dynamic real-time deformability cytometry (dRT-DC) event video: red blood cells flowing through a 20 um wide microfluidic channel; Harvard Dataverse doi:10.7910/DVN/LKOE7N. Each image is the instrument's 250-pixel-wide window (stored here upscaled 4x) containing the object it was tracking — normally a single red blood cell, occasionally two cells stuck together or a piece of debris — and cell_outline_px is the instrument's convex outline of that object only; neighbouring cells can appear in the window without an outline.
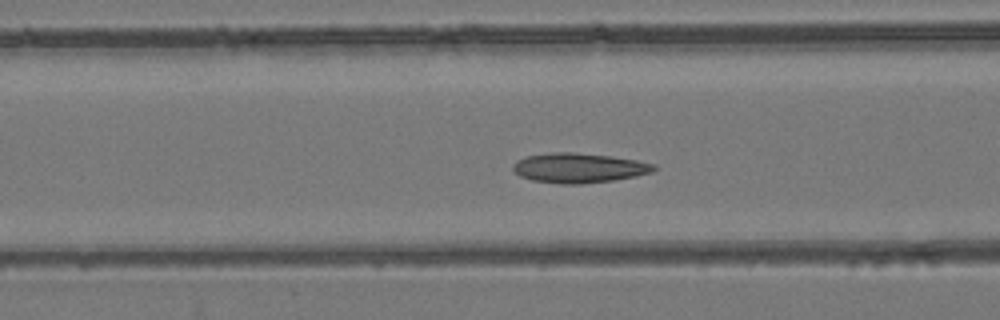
{"species": "common noctule bat (a hibernating species)", "species_latin": "Nyctalus noctula", "temperature_condition": "room temperature", "stored_images_in_passage": 41, "camera_frame_rate_fps": 3000, "um_per_image_px": 0.085, "animal": {"sex": "female", "body_mass_g": 24.6, "forearm_length_mm": 56.2}, "frame": {"image": 1, "passage_image": 12, "time_ms": 3.667, "image_size_px": [1000, 320], "cell_outline_px": [[656, 168], [652, 172], [636, 176], [612, 180], [580, 184], [560, 184], [532, 180], [520, 176], [512, 168], [512, 164], [516, 160], [524, 156], [552, 152], [572, 152], [608, 156], [636, 160], [656, 164]], "centroid_in_image_um": [49.17, 14.27], "position_along_channel_um": 117.4, "area_um2": 24.39}}
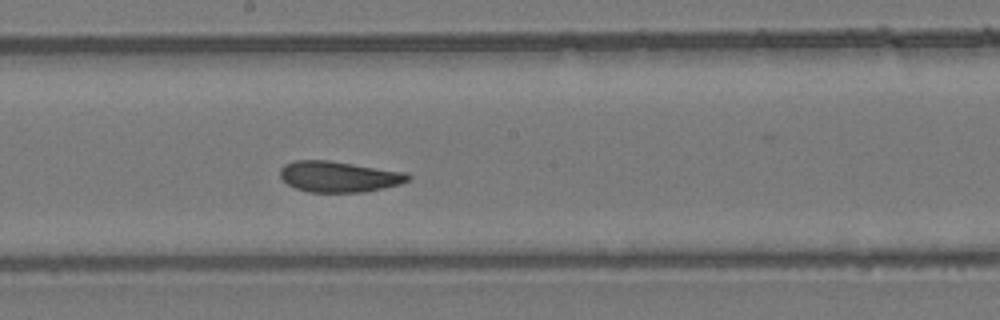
{"frame": {"image": 2, "passage_image": 20, "time_ms": 6.333, "image_size_px": [1000, 320], "cell_outline_px": [[412, 176], [408, 180], [400, 184], [384, 188], [364, 192], [308, 192], [296, 188], [288, 184], [280, 176], [280, 168], [284, 164], [296, 160], [328, 160], [408, 172]], "centroid_in_image_um": [28.83, 15.01], "position_along_channel_um": 219.4, "area_um2": 23.12}}
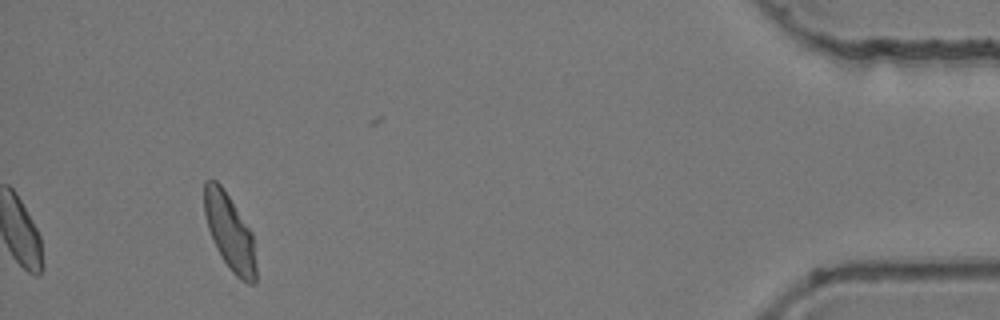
{"frame": {"image": 3, "passage_image": 41, "time_ms": 13.333, "image_size_px": [1000, 320], "cell_outline_px": [[256, 284], [248, 284], [240, 280], [232, 272], [216, 248], [212, 240], [208, 228], [204, 212], [204, 180], [216, 180], [220, 184], [252, 232], [256, 264]], "centroid_in_image_um": [19.52, 19.77], "position_along_channel_um": 415.7, "area_um2": 22.77}, "authors_computed_cell_mechanics": {"area_um2": 23.0044, "velocity_mm_per_s": 3.8279, "shape_relaxation_time_tau1_ms": null, "shape_relaxation_time_tau2_ms": 2.409, "deformation_change_tau1": null, "deformation_change_tau2": 0.0891}}